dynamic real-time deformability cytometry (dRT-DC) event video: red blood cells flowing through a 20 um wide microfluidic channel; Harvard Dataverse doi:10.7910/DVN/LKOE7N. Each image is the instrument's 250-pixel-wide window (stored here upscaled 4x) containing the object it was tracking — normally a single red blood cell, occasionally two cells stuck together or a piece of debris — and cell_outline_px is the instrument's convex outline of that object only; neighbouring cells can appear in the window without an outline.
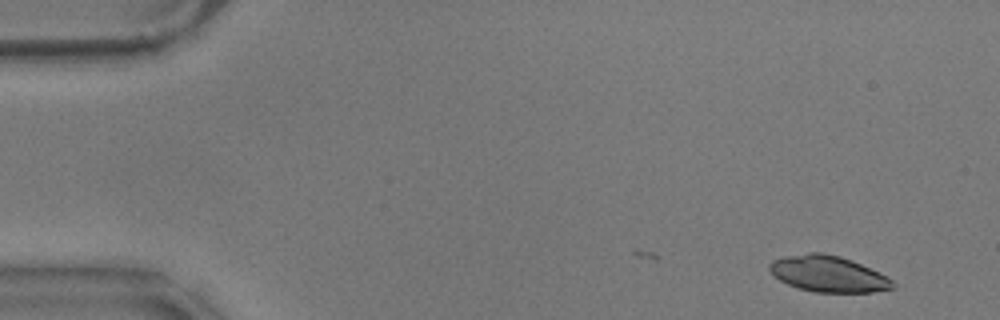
{"species": "common noctule bat (a hibernating species)", "species_latin": "Nyctalus noctula", "temperature_condition": "warm", "stored_images_in_passage": 15, "segment_of_instrument_passage": [1, 2], "camera_frame_rate_fps": 3000, "um_per_image_px": 0.085, "animal": {"sex": "male", "body_mass_g": 17.9}, "frame": {"image": 1, "passage_image": 1, "time_ms": 0.0, "image_size_px": [1000, 320], "cell_outline_px": [[896, 288], [872, 292], [816, 292], [800, 288], [788, 284], [780, 280], [768, 268], [768, 264], [772, 260], [784, 256], [808, 252], [824, 252], [840, 256], [852, 260], [888, 276], [896, 284]], "centroid_in_image_um": [70.43, 23.27], "position_along_channel_um": 14.6, "area_um2": 26.07}}
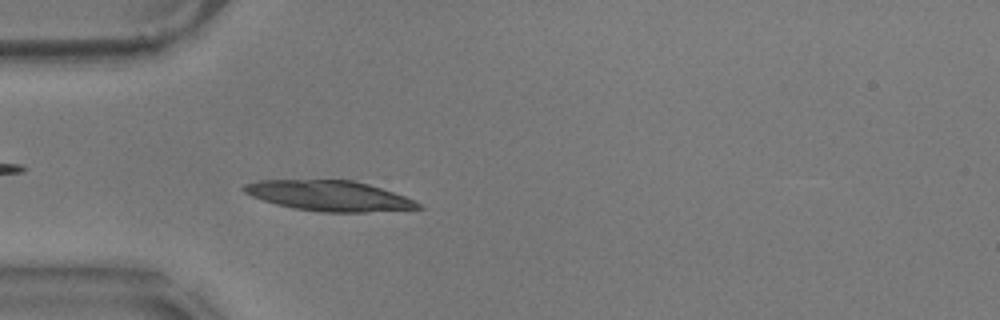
{"frame": {"image": 2, "passage_image": 14, "time_ms": 4.333, "image_size_px": [1000, 320], "cell_outline_px": [[424, 208], [368, 212], [320, 212], [292, 208], [276, 204], [252, 196], [244, 192], [240, 188], [244, 184], [256, 180], [352, 180], [368, 184], [404, 196], [420, 204]], "centroid_in_image_um": [27.93, 16.64], "position_along_channel_um": 57.1, "area_um2": 30.63}}